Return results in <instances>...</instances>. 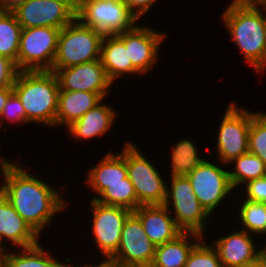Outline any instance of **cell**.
Returning <instances> with one entry per match:
<instances>
[{
	"label": "cell",
	"instance_id": "f35d334b",
	"mask_svg": "<svg viewBox=\"0 0 266 267\" xmlns=\"http://www.w3.org/2000/svg\"><path fill=\"white\" fill-rule=\"evenodd\" d=\"M75 13H77L88 0H63Z\"/></svg>",
	"mask_w": 266,
	"mask_h": 267
},
{
	"label": "cell",
	"instance_id": "484cf974",
	"mask_svg": "<svg viewBox=\"0 0 266 267\" xmlns=\"http://www.w3.org/2000/svg\"><path fill=\"white\" fill-rule=\"evenodd\" d=\"M229 163L231 164L229 166L233 168L229 170V179L234 190L250 180L266 176L264 161L250 152L234 158Z\"/></svg>",
	"mask_w": 266,
	"mask_h": 267
},
{
	"label": "cell",
	"instance_id": "f6af8a7d",
	"mask_svg": "<svg viewBox=\"0 0 266 267\" xmlns=\"http://www.w3.org/2000/svg\"><path fill=\"white\" fill-rule=\"evenodd\" d=\"M263 256L266 259V243L263 245Z\"/></svg>",
	"mask_w": 266,
	"mask_h": 267
},
{
	"label": "cell",
	"instance_id": "3957f363",
	"mask_svg": "<svg viewBox=\"0 0 266 267\" xmlns=\"http://www.w3.org/2000/svg\"><path fill=\"white\" fill-rule=\"evenodd\" d=\"M60 87L56 74L50 70L19 71L13 84L26 113V125L42 124L56 127ZM46 125V126H45Z\"/></svg>",
	"mask_w": 266,
	"mask_h": 267
},
{
	"label": "cell",
	"instance_id": "836d02e7",
	"mask_svg": "<svg viewBox=\"0 0 266 267\" xmlns=\"http://www.w3.org/2000/svg\"><path fill=\"white\" fill-rule=\"evenodd\" d=\"M19 70L8 57L0 56V88H13Z\"/></svg>",
	"mask_w": 266,
	"mask_h": 267
},
{
	"label": "cell",
	"instance_id": "f546056e",
	"mask_svg": "<svg viewBox=\"0 0 266 267\" xmlns=\"http://www.w3.org/2000/svg\"><path fill=\"white\" fill-rule=\"evenodd\" d=\"M248 152L260 157L266 165V112L258 111L249 129Z\"/></svg>",
	"mask_w": 266,
	"mask_h": 267
},
{
	"label": "cell",
	"instance_id": "e575fe53",
	"mask_svg": "<svg viewBox=\"0 0 266 267\" xmlns=\"http://www.w3.org/2000/svg\"><path fill=\"white\" fill-rule=\"evenodd\" d=\"M158 0H124L130 13L138 20L142 19L146 13H150Z\"/></svg>",
	"mask_w": 266,
	"mask_h": 267
},
{
	"label": "cell",
	"instance_id": "f1b7e54d",
	"mask_svg": "<svg viewBox=\"0 0 266 267\" xmlns=\"http://www.w3.org/2000/svg\"><path fill=\"white\" fill-rule=\"evenodd\" d=\"M95 200L105 205L124 207L132 212L140 206L134 186L128 176L126 183L109 184Z\"/></svg>",
	"mask_w": 266,
	"mask_h": 267
},
{
	"label": "cell",
	"instance_id": "52a82bcc",
	"mask_svg": "<svg viewBox=\"0 0 266 267\" xmlns=\"http://www.w3.org/2000/svg\"><path fill=\"white\" fill-rule=\"evenodd\" d=\"M235 103L229 101L225 108L215 142L217 162L224 165H229L234 158L248 152L249 129L257 113Z\"/></svg>",
	"mask_w": 266,
	"mask_h": 267
},
{
	"label": "cell",
	"instance_id": "5b68a950",
	"mask_svg": "<svg viewBox=\"0 0 266 267\" xmlns=\"http://www.w3.org/2000/svg\"><path fill=\"white\" fill-rule=\"evenodd\" d=\"M169 178L163 205L168 208L177 226L183 232H194L206 237L204 232L206 233L208 229L206 226L209 227L211 224L209 222L211 216L195 196L190 180L187 176Z\"/></svg>",
	"mask_w": 266,
	"mask_h": 267
},
{
	"label": "cell",
	"instance_id": "8d00e7d4",
	"mask_svg": "<svg viewBox=\"0 0 266 267\" xmlns=\"http://www.w3.org/2000/svg\"><path fill=\"white\" fill-rule=\"evenodd\" d=\"M73 258L71 257V259H70V264H69V267H81V265H79V266H77V265H73V263L71 262V261H73L72 260ZM82 267H118L113 261H111V260H103L102 259V262H98V264H96L95 263V265H94V263H90V264H82Z\"/></svg>",
	"mask_w": 266,
	"mask_h": 267
},
{
	"label": "cell",
	"instance_id": "7bdbcfd3",
	"mask_svg": "<svg viewBox=\"0 0 266 267\" xmlns=\"http://www.w3.org/2000/svg\"><path fill=\"white\" fill-rule=\"evenodd\" d=\"M264 29H265V40H266V2L264 3Z\"/></svg>",
	"mask_w": 266,
	"mask_h": 267
},
{
	"label": "cell",
	"instance_id": "83f0119b",
	"mask_svg": "<svg viewBox=\"0 0 266 267\" xmlns=\"http://www.w3.org/2000/svg\"><path fill=\"white\" fill-rule=\"evenodd\" d=\"M240 207L236 214L239 216V229L261 238L266 235V203L241 200ZM265 234V235H264ZM263 235V236H262ZM260 236V237H259Z\"/></svg>",
	"mask_w": 266,
	"mask_h": 267
},
{
	"label": "cell",
	"instance_id": "8992f818",
	"mask_svg": "<svg viewBox=\"0 0 266 267\" xmlns=\"http://www.w3.org/2000/svg\"><path fill=\"white\" fill-rule=\"evenodd\" d=\"M125 162L127 176L134 186L139 204L163 205L167 180L132 141L125 142Z\"/></svg>",
	"mask_w": 266,
	"mask_h": 267
},
{
	"label": "cell",
	"instance_id": "d6a6232c",
	"mask_svg": "<svg viewBox=\"0 0 266 267\" xmlns=\"http://www.w3.org/2000/svg\"><path fill=\"white\" fill-rule=\"evenodd\" d=\"M241 190L244 199L266 203V176L248 181Z\"/></svg>",
	"mask_w": 266,
	"mask_h": 267
},
{
	"label": "cell",
	"instance_id": "44dd1931",
	"mask_svg": "<svg viewBox=\"0 0 266 267\" xmlns=\"http://www.w3.org/2000/svg\"><path fill=\"white\" fill-rule=\"evenodd\" d=\"M100 61L108 79L115 84L122 76H142L129 60L128 49L124 44V32L104 35L101 43ZM118 78V79H117Z\"/></svg>",
	"mask_w": 266,
	"mask_h": 267
},
{
	"label": "cell",
	"instance_id": "6da1fadb",
	"mask_svg": "<svg viewBox=\"0 0 266 267\" xmlns=\"http://www.w3.org/2000/svg\"><path fill=\"white\" fill-rule=\"evenodd\" d=\"M14 160L8 159L0 169V191L41 238L57 213L60 214L69 205L63 196L64 185L62 190L54 188L51 183L40 179L39 174H31L29 168L25 169L19 160L18 163Z\"/></svg>",
	"mask_w": 266,
	"mask_h": 267
},
{
	"label": "cell",
	"instance_id": "1f68e13d",
	"mask_svg": "<svg viewBox=\"0 0 266 267\" xmlns=\"http://www.w3.org/2000/svg\"><path fill=\"white\" fill-rule=\"evenodd\" d=\"M5 121L10 124L15 123V125L26 124V113L20 99L14 92L9 96L0 114V127L4 125Z\"/></svg>",
	"mask_w": 266,
	"mask_h": 267
},
{
	"label": "cell",
	"instance_id": "4316f807",
	"mask_svg": "<svg viewBox=\"0 0 266 267\" xmlns=\"http://www.w3.org/2000/svg\"><path fill=\"white\" fill-rule=\"evenodd\" d=\"M21 31L13 12L0 11V56L13 60L17 68Z\"/></svg>",
	"mask_w": 266,
	"mask_h": 267
},
{
	"label": "cell",
	"instance_id": "e0dca14e",
	"mask_svg": "<svg viewBox=\"0 0 266 267\" xmlns=\"http://www.w3.org/2000/svg\"><path fill=\"white\" fill-rule=\"evenodd\" d=\"M122 146L120 153L112 150L105 153L97 165L91 166L86 173L84 184H87L94 195L90 199H96L109 184L126 183L125 143Z\"/></svg>",
	"mask_w": 266,
	"mask_h": 267
},
{
	"label": "cell",
	"instance_id": "d6986e66",
	"mask_svg": "<svg viewBox=\"0 0 266 267\" xmlns=\"http://www.w3.org/2000/svg\"><path fill=\"white\" fill-rule=\"evenodd\" d=\"M133 213L140 219L145 233L156 246L175 239L183 232L164 205H140Z\"/></svg>",
	"mask_w": 266,
	"mask_h": 267
},
{
	"label": "cell",
	"instance_id": "7a4b0ae2",
	"mask_svg": "<svg viewBox=\"0 0 266 267\" xmlns=\"http://www.w3.org/2000/svg\"><path fill=\"white\" fill-rule=\"evenodd\" d=\"M223 10L220 20L226 27L232 43L244 57V62L257 74L266 73L264 3H230Z\"/></svg>",
	"mask_w": 266,
	"mask_h": 267
},
{
	"label": "cell",
	"instance_id": "ffe728a7",
	"mask_svg": "<svg viewBox=\"0 0 266 267\" xmlns=\"http://www.w3.org/2000/svg\"><path fill=\"white\" fill-rule=\"evenodd\" d=\"M114 106L106 104L103 100L94 108L88 110L80 119L67 127V132L72 139L87 142L88 140L104 137L111 131L112 124L116 121L117 115Z\"/></svg>",
	"mask_w": 266,
	"mask_h": 267
},
{
	"label": "cell",
	"instance_id": "cb8c5ba5",
	"mask_svg": "<svg viewBox=\"0 0 266 267\" xmlns=\"http://www.w3.org/2000/svg\"><path fill=\"white\" fill-rule=\"evenodd\" d=\"M39 241L37 244L25 247L9 249L5 256L4 267H69L71 257L60 261L53 253L44 247ZM49 251V252H48Z\"/></svg>",
	"mask_w": 266,
	"mask_h": 267
},
{
	"label": "cell",
	"instance_id": "74e56055",
	"mask_svg": "<svg viewBox=\"0 0 266 267\" xmlns=\"http://www.w3.org/2000/svg\"><path fill=\"white\" fill-rule=\"evenodd\" d=\"M13 93V88H0V114L2 113L3 107L6 104L9 96Z\"/></svg>",
	"mask_w": 266,
	"mask_h": 267
},
{
	"label": "cell",
	"instance_id": "4fadbf2b",
	"mask_svg": "<svg viewBox=\"0 0 266 267\" xmlns=\"http://www.w3.org/2000/svg\"><path fill=\"white\" fill-rule=\"evenodd\" d=\"M166 35V32H160L141 22L124 32V44L128 49L129 60L142 75L154 70L160 59L159 49L163 46Z\"/></svg>",
	"mask_w": 266,
	"mask_h": 267
},
{
	"label": "cell",
	"instance_id": "7402d4cb",
	"mask_svg": "<svg viewBox=\"0 0 266 267\" xmlns=\"http://www.w3.org/2000/svg\"><path fill=\"white\" fill-rule=\"evenodd\" d=\"M102 100L98 93L85 91H59L56 128L70 126Z\"/></svg>",
	"mask_w": 266,
	"mask_h": 267
},
{
	"label": "cell",
	"instance_id": "30bf717a",
	"mask_svg": "<svg viewBox=\"0 0 266 267\" xmlns=\"http://www.w3.org/2000/svg\"><path fill=\"white\" fill-rule=\"evenodd\" d=\"M221 162L214 164L207 158L187 175L195 196L211 216L224 203L234 189L229 179V170ZM223 202V203H222Z\"/></svg>",
	"mask_w": 266,
	"mask_h": 267
},
{
	"label": "cell",
	"instance_id": "bcb514c9",
	"mask_svg": "<svg viewBox=\"0 0 266 267\" xmlns=\"http://www.w3.org/2000/svg\"><path fill=\"white\" fill-rule=\"evenodd\" d=\"M0 129L2 130V129H3V127H2V128L0 127ZM1 130H0V132H1ZM2 145H3V144H1V143H0V148H1V146H2Z\"/></svg>",
	"mask_w": 266,
	"mask_h": 267
},
{
	"label": "cell",
	"instance_id": "ab89813d",
	"mask_svg": "<svg viewBox=\"0 0 266 267\" xmlns=\"http://www.w3.org/2000/svg\"><path fill=\"white\" fill-rule=\"evenodd\" d=\"M232 4H260L265 3L266 0H231Z\"/></svg>",
	"mask_w": 266,
	"mask_h": 267
},
{
	"label": "cell",
	"instance_id": "d590c367",
	"mask_svg": "<svg viewBox=\"0 0 266 267\" xmlns=\"http://www.w3.org/2000/svg\"><path fill=\"white\" fill-rule=\"evenodd\" d=\"M29 0H0V11L13 12Z\"/></svg>",
	"mask_w": 266,
	"mask_h": 267
},
{
	"label": "cell",
	"instance_id": "60d3db41",
	"mask_svg": "<svg viewBox=\"0 0 266 267\" xmlns=\"http://www.w3.org/2000/svg\"><path fill=\"white\" fill-rule=\"evenodd\" d=\"M8 248L0 242V267H4L5 256Z\"/></svg>",
	"mask_w": 266,
	"mask_h": 267
},
{
	"label": "cell",
	"instance_id": "ee69618b",
	"mask_svg": "<svg viewBox=\"0 0 266 267\" xmlns=\"http://www.w3.org/2000/svg\"><path fill=\"white\" fill-rule=\"evenodd\" d=\"M3 156L2 154L0 155V169L2 168L3 164L7 161V158Z\"/></svg>",
	"mask_w": 266,
	"mask_h": 267
},
{
	"label": "cell",
	"instance_id": "9a60e30c",
	"mask_svg": "<svg viewBox=\"0 0 266 267\" xmlns=\"http://www.w3.org/2000/svg\"><path fill=\"white\" fill-rule=\"evenodd\" d=\"M60 91H85L98 93L103 99L111 94L114 84L108 79L100 61L94 60L80 65L61 68L55 72ZM110 90V91H109Z\"/></svg>",
	"mask_w": 266,
	"mask_h": 267
},
{
	"label": "cell",
	"instance_id": "ba28073f",
	"mask_svg": "<svg viewBox=\"0 0 266 267\" xmlns=\"http://www.w3.org/2000/svg\"><path fill=\"white\" fill-rule=\"evenodd\" d=\"M88 202L89 214L92 216L90 236L96 248L94 251L102 254L101 260H109L119 248L124 222L132 211L120 206L105 205L95 199Z\"/></svg>",
	"mask_w": 266,
	"mask_h": 267
},
{
	"label": "cell",
	"instance_id": "4dcf8cb0",
	"mask_svg": "<svg viewBox=\"0 0 266 267\" xmlns=\"http://www.w3.org/2000/svg\"><path fill=\"white\" fill-rule=\"evenodd\" d=\"M203 237L191 250L184 267H224L217 250Z\"/></svg>",
	"mask_w": 266,
	"mask_h": 267
},
{
	"label": "cell",
	"instance_id": "8fae6325",
	"mask_svg": "<svg viewBox=\"0 0 266 267\" xmlns=\"http://www.w3.org/2000/svg\"><path fill=\"white\" fill-rule=\"evenodd\" d=\"M76 18L103 35L120 34L138 23L124 0H88L76 13Z\"/></svg>",
	"mask_w": 266,
	"mask_h": 267
},
{
	"label": "cell",
	"instance_id": "b9f144b4",
	"mask_svg": "<svg viewBox=\"0 0 266 267\" xmlns=\"http://www.w3.org/2000/svg\"><path fill=\"white\" fill-rule=\"evenodd\" d=\"M245 267H266V259L264 258V256H262L256 262Z\"/></svg>",
	"mask_w": 266,
	"mask_h": 267
},
{
	"label": "cell",
	"instance_id": "603a6c76",
	"mask_svg": "<svg viewBox=\"0 0 266 267\" xmlns=\"http://www.w3.org/2000/svg\"><path fill=\"white\" fill-rule=\"evenodd\" d=\"M202 238L194 232H182L175 239L156 246L151 267H184L191 250Z\"/></svg>",
	"mask_w": 266,
	"mask_h": 267
},
{
	"label": "cell",
	"instance_id": "5bb4252c",
	"mask_svg": "<svg viewBox=\"0 0 266 267\" xmlns=\"http://www.w3.org/2000/svg\"><path fill=\"white\" fill-rule=\"evenodd\" d=\"M22 28L62 29L76 18L75 11L63 0H29L13 11Z\"/></svg>",
	"mask_w": 266,
	"mask_h": 267
},
{
	"label": "cell",
	"instance_id": "d4e9b609",
	"mask_svg": "<svg viewBox=\"0 0 266 267\" xmlns=\"http://www.w3.org/2000/svg\"><path fill=\"white\" fill-rule=\"evenodd\" d=\"M191 138H181L172 145L170 153L169 176H187L205 159L199 155V151Z\"/></svg>",
	"mask_w": 266,
	"mask_h": 267
},
{
	"label": "cell",
	"instance_id": "9c48e42d",
	"mask_svg": "<svg viewBox=\"0 0 266 267\" xmlns=\"http://www.w3.org/2000/svg\"><path fill=\"white\" fill-rule=\"evenodd\" d=\"M61 29L22 28L18 52L19 71L51 70Z\"/></svg>",
	"mask_w": 266,
	"mask_h": 267
},
{
	"label": "cell",
	"instance_id": "277c9868",
	"mask_svg": "<svg viewBox=\"0 0 266 267\" xmlns=\"http://www.w3.org/2000/svg\"><path fill=\"white\" fill-rule=\"evenodd\" d=\"M103 37L99 30L84 25L75 18L59 33L57 51L50 71L55 73L61 68L100 59Z\"/></svg>",
	"mask_w": 266,
	"mask_h": 267
},
{
	"label": "cell",
	"instance_id": "2e32d148",
	"mask_svg": "<svg viewBox=\"0 0 266 267\" xmlns=\"http://www.w3.org/2000/svg\"><path fill=\"white\" fill-rule=\"evenodd\" d=\"M254 235L239 229L212 240L224 267H245L263 256V246H256Z\"/></svg>",
	"mask_w": 266,
	"mask_h": 267
},
{
	"label": "cell",
	"instance_id": "7c38bea8",
	"mask_svg": "<svg viewBox=\"0 0 266 267\" xmlns=\"http://www.w3.org/2000/svg\"><path fill=\"white\" fill-rule=\"evenodd\" d=\"M156 252L140 219L132 212L124 222L117 252L109 259L118 267H151Z\"/></svg>",
	"mask_w": 266,
	"mask_h": 267
},
{
	"label": "cell",
	"instance_id": "ac0fdd59",
	"mask_svg": "<svg viewBox=\"0 0 266 267\" xmlns=\"http://www.w3.org/2000/svg\"><path fill=\"white\" fill-rule=\"evenodd\" d=\"M40 239L42 238L33 231L0 191V242L3 245L6 243L8 249L11 244L12 248L18 249L33 246Z\"/></svg>",
	"mask_w": 266,
	"mask_h": 267
}]
</instances>
